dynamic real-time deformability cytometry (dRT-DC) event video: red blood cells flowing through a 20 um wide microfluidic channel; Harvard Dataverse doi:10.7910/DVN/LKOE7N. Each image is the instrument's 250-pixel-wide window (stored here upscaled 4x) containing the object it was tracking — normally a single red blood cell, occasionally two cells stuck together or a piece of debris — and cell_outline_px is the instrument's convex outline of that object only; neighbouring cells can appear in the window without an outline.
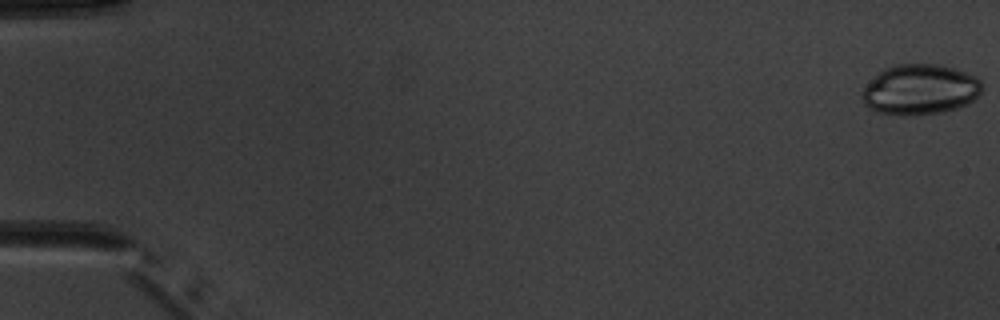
{"species": "common noctule bat (a hibernating species)", "species_latin": "Nyctalus noctula", "temperature_condition": "warm", "stored_images_in_passage": 5, "camera_frame_rate_fps": 3000, "um_per_image_px": 0.085, "animal": {"sex": "male", "body_mass_g": 20.1, "forearm_length_mm": 53.5}, "frame": {"image": 1, "passage_image": 1, "time_ms": 0.0, "image_size_px": [1000, 320], "cell_outline_px": [[980, 92], [968, 104], [944, 112], [908, 116], [900, 116], [876, 112], [868, 108], [864, 104], [860, 96], [860, 92], [884, 68], [896, 64], [940, 64], [976, 76], [980, 80]], "centroid_in_image_um": [78.16, 7.63], "position_along_channel_um": 6.8, "area_um2": 35.26}}